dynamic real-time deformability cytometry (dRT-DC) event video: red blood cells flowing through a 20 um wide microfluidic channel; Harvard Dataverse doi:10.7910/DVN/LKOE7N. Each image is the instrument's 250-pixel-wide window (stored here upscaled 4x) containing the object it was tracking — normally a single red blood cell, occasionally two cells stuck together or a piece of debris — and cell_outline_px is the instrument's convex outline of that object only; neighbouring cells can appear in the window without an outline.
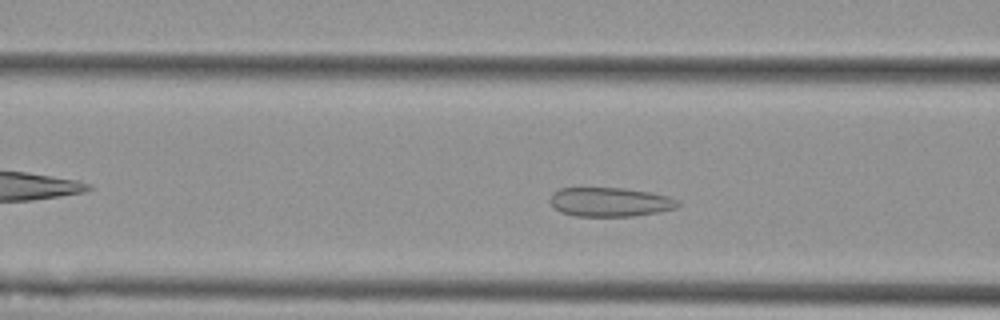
{"species": "Egyptian fruit bat (a non-hibernating species)", "species_latin": "Rousettus aegyptiacus", "temperature_condition": "cold", "stored_images_in_passage": 46, "camera_frame_rate_fps": 3000, "um_per_image_px": 0.085, "animal": {"sex": "female"}, "frame": {"image": 1, "passage_image": 11, "time_ms": 3.333, "image_size_px": [1000, 320], "cell_outline_px": [[680, 204], [676, 208], [660, 212], [632, 216], [576, 216], [560, 212], [548, 200], [552, 192], [560, 188], [620, 188], [648, 192], [668, 196], [680, 200]], "centroid_in_image_um": [51.85, 17.17], "position_along_channel_um": 114.7, "area_um2": 21.73}}
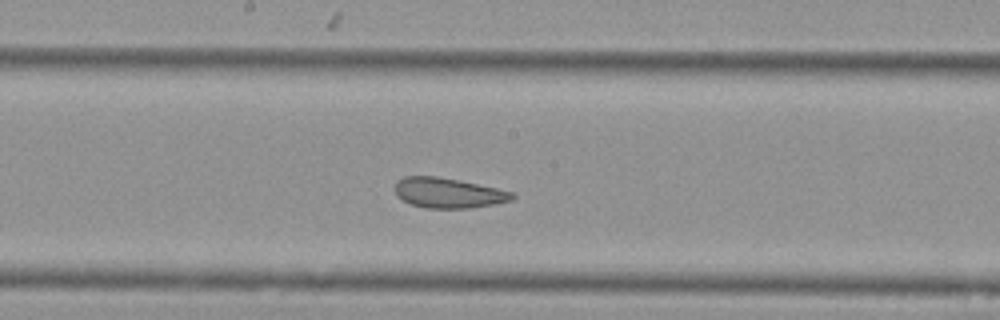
{"frame": {"image": 2, "passage_image": 19, "time_ms": 6.0, "image_size_px": [1000, 320], "cell_outline_px": [[516, 196], [512, 200], [496, 204], [468, 208], [428, 208], [412, 204], [404, 200], [396, 192], [396, 184], [404, 176], [436, 176], [460, 180], [516, 192]], "centroid_in_image_um": [38.2, 16.39], "position_along_channel_um": 210.0, "area_um2": 20.46}}
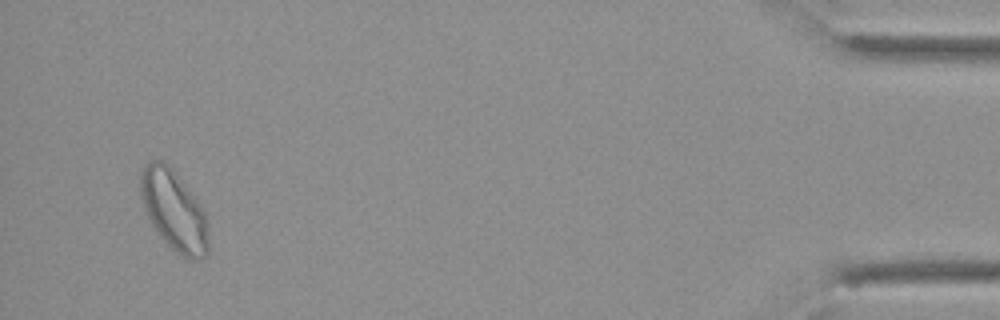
{"frame": {"image": 3, "passage_image": 43, "time_ms": 14.0, "image_size_px": [1000, 320], "cell_outline_px": [[208, 252], [200, 260], [188, 260], [180, 256], [160, 236], [152, 224], [144, 208], [140, 196], [140, 168], [148, 160], [160, 160], [168, 164], [172, 168], [200, 204], [208, 220]], "centroid_in_image_um": [14.78, 17.88], "position_along_channel_um": 420.4, "area_um2": 32.02}, "authors_computed_cell_mechanics": {"area_um2": 22.542, "velocity_mm_per_s": 3.5832, "shape_relaxation_time_tau1_ms": null, "shape_relaxation_time_tau2_ms": 1.2968, "deformation_change_tau1": null, "deformation_change_tau2": 0.0837}}